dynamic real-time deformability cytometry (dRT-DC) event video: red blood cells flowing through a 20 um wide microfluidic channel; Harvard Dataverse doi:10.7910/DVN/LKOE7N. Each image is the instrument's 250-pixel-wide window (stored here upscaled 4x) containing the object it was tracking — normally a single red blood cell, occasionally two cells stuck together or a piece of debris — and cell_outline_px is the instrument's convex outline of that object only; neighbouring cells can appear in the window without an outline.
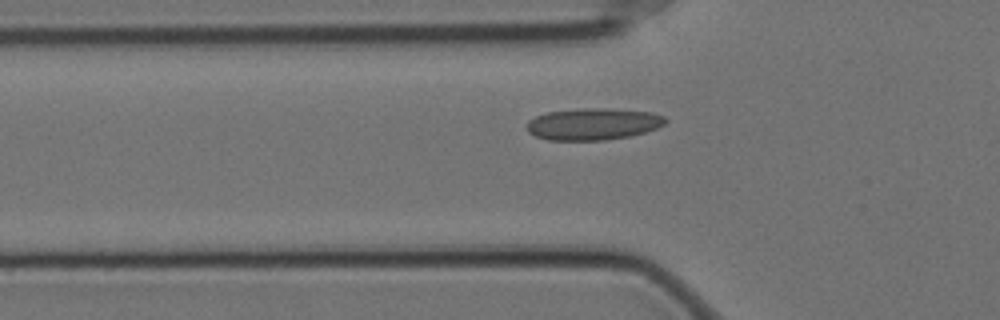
{"species": "Egyptian fruit bat (a non-hibernating species)", "species_latin": "Rousettus aegyptiacus", "temperature_condition": "cold", "stored_images_in_passage": 40, "camera_frame_rate_fps": 3000, "um_per_image_px": 0.085, "animal": {"sex": "female"}, "frame": {"image": 1, "passage_image": 8, "time_ms": 2.333, "image_size_px": [1000, 320], "cell_outline_px": [[668, 120], [664, 124], [656, 128], [644, 132], [628, 136], [604, 140], [548, 140], [536, 136], [528, 132], [528, 120], [536, 116], [548, 112], [584, 108], [608, 108], [652, 112], [664, 116]], "centroid_in_image_um": [50.43, 10.53], "position_along_channel_um": 75.4, "area_um2": 25.55}}
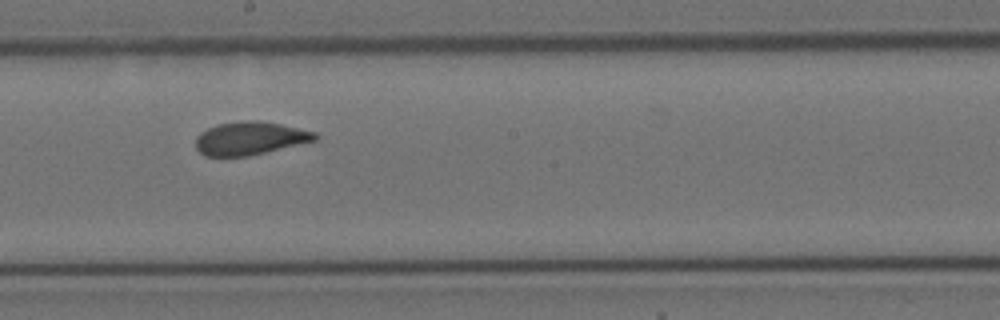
{"frame": {"image": 2, "passage_image": 21, "time_ms": 6.667, "image_size_px": [1000, 320], "cell_outline_px": [[320, 136], [316, 140], [248, 156], [204, 156], [196, 148], [196, 136], [200, 132], [216, 124], [244, 120], [260, 120], [280, 124], [316, 132]], "centroid_in_image_um": [21.23, 11.74], "position_along_channel_um": 227.0, "area_um2": 23.06}}
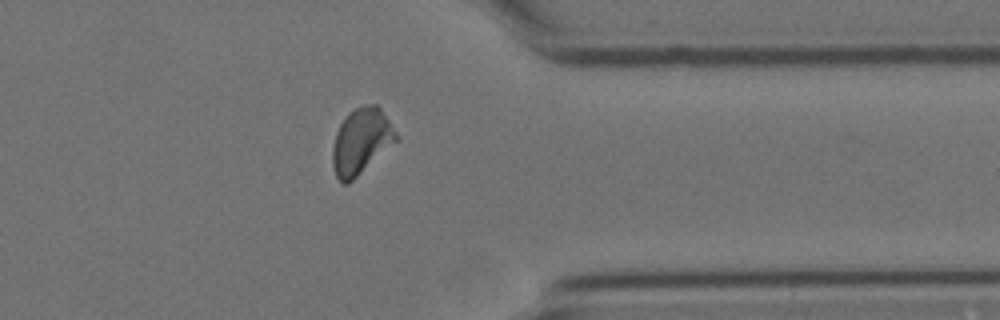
{"frame": {"image": 3, "passage_image": 35, "time_ms": 11.333, "image_size_px": [1000, 320], "cell_outline_px": [[400, 136], [396, 140], [348, 184], [344, 184], [336, 176], [332, 164], [332, 148], [336, 132], [340, 124], [348, 112], [364, 104], [376, 104], [380, 108]], "centroid_in_image_um": [30.68, 11.98], "position_along_channel_um": 380.7, "area_um2": 24.04}, "authors_computed_cell_mechanics": {"area_um2": 23.5246, "velocity_mm_per_s": 3.487, "shape_relaxation_time_tau1_ms": null, "shape_relaxation_time_tau2_ms": 0.8568, "deformation_change_tau1": null, "deformation_change_tau2": 0.0597}}